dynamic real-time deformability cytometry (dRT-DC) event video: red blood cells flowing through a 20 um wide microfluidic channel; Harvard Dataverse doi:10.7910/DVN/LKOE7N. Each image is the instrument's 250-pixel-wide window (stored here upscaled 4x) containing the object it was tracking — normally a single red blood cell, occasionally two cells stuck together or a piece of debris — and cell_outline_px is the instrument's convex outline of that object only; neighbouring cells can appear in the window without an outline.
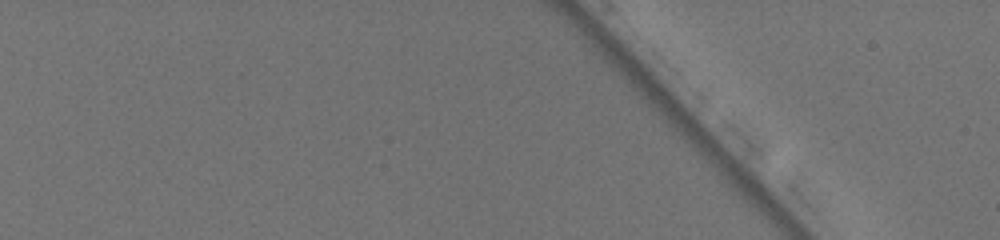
{"species": "common noctule bat (a hibernating species)", "species_latin": "Nyctalus noctula", "temperature_condition": "warm", "stored_images_in_passage": 2, "camera_frame_rate_fps": 3000, "um_per_image_px": 0.085, "animal": {"sex": "female", "body_mass_g": 19.5, "forearm_length_mm": 54.1}, "frame": {"image": 1, "passage_image": 1, "time_ms": 0.0, "image_size_px": [1000, 240], "cell_outline_px": [[940, 88], [932, 116], [920, 140], [896, 116], [896, 108], [928, 80], [936, 80]], "centroid_in_image_um": [78.13, 9.18], "position_along_channel_um": 6.9, "area_um2": 10.4}}